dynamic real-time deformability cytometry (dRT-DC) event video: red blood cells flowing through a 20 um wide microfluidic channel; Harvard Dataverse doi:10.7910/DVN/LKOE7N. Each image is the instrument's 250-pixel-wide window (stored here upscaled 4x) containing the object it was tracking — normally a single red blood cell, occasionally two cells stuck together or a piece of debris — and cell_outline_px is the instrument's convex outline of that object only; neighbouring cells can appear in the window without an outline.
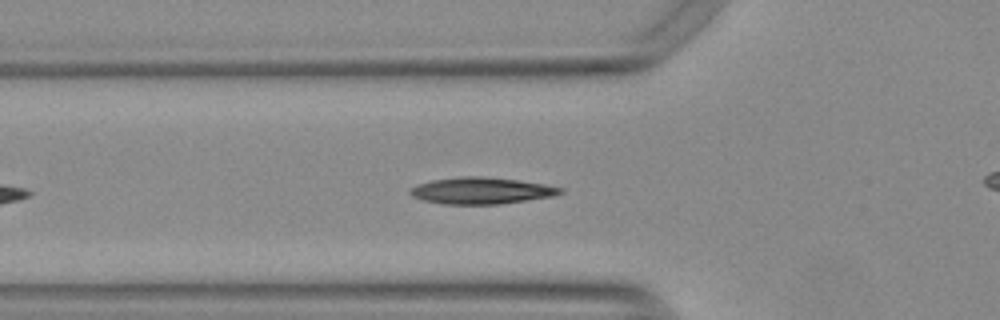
{"species": "Egyptian fruit bat (a non-hibernating species)", "species_latin": "Rousettus aegyptiacus", "temperature_condition": "warm", "stored_images_in_passage": 29, "camera_frame_rate_fps": 3000, "um_per_image_px": 0.085, "animal": {"sex": "female"}, "frame": {"image": 1, "passage_image": 9, "time_ms": 2.667, "image_size_px": [1000, 320], "cell_outline_px": [[564, 192], [552, 196], [496, 204], [444, 204], [424, 200], [412, 196], [408, 192], [416, 184], [432, 180], [460, 176], [480, 176], [516, 180], [544, 184], [564, 188]], "centroid_in_image_um": [40.88, 16.2], "position_along_channel_um": 84.9, "area_um2": 23.0}}
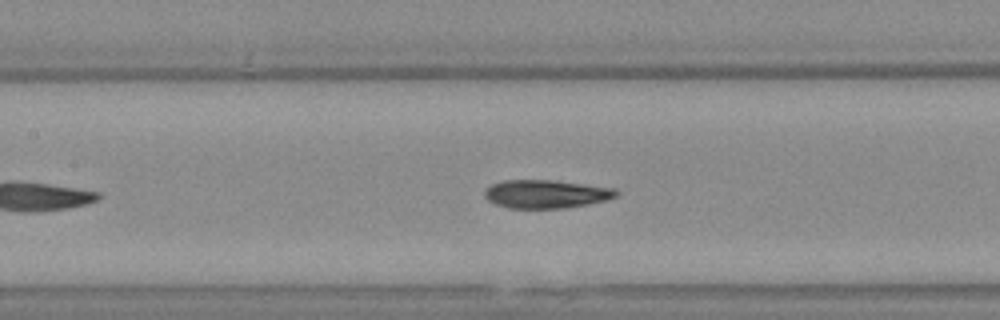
{"frame": {"image": 2, "passage_image": 15, "time_ms": 4.667, "image_size_px": [1000, 320], "cell_outline_px": [[620, 192], [616, 196], [608, 200], [588, 204], [564, 208], [508, 208], [496, 204], [488, 200], [484, 196], [484, 192], [492, 184], [504, 180], [552, 180], [616, 188]], "centroid_in_image_um": [46.44, 16.49], "position_along_channel_um": 161.0, "area_um2": 21.73}}
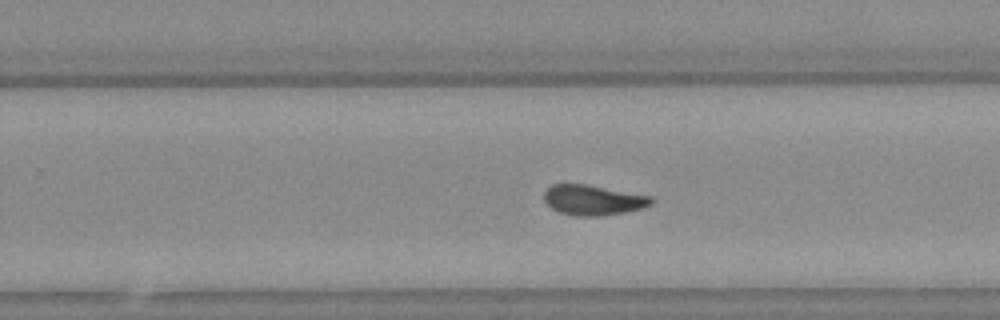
{"frame": {"image": 3, "passage_image": 21, "time_ms": 6.667, "image_size_px": [1000, 320], "cell_outline_px": [[652, 204], [640, 208], [624, 212], [600, 216], [572, 216], [560, 212], [552, 208], [544, 200], [544, 192], [552, 184], [584, 184], [652, 196]], "centroid_in_image_um": [50.39, 17.01], "position_along_channel_um": 279.4, "area_um2": 18.67}}